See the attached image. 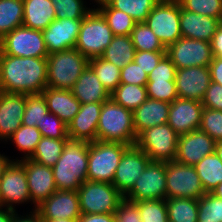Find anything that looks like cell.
<instances>
[{"mask_svg":"<svg viewBox=\"0 0 222 222\" xmlns=\"http://www.w3.org/2000/svg\"><path fill=\"white\" fill-rule=\"evenodd\" d=\"M148 81V74L145 73L139 67V64H136L135 61L127 64L120 71V83L124 84H136L139 86H146Z\"/></svg>","mask_w":222,"mask_h":222,"instance_id":"48","label":"cell"},{"mask_svg":"<svg viewBox=\"0 0 222 222\" xmlns=\"http://www.w3.org/2000/svg\"><path fill=\"white\" fill-rule=\"evenodd\" d=\"M216 142L200 128L180 135L175 161L194 166L206 155L215 152Z\"/></svg>","mask_w":222,"mask_h":222,"instance_id":"17","label":"cell"},{"mask_svg":"<svg viewBox=\"0 0 222 222\" xmlns=\"http://www.w3.org/2000/svg\"><path fill=\"white\" fill-rule=\"evenodd\" d=\"M165 55L166 52L136 51L134 61L149 75Z\"/></svg>","mask_w":222,"mask_h":222,"instance_id":"50","label":"cell"},{"mask_svg":"<svg viewBox=\"0 0 222 222\" xmlns=\"http://www.w3.org/2000/svg\"><path fill=\"white\" fill-rule=\"evenodd\" d=\"M41 138V132L37 127L21 125L8 140L12 141L20 152L25 153L24 157H20L22 160L33 155Z\"/></svg>","mask_w":222,"mask_h":222,"instance_id":"38","label":"cell"},{"mask_svg":"<svg viewBox=\"0 0 222 222\" xmlns=\"http://www.w3.org/2000/svg\"><path fill=\"white\" fill-rule=\"evenodd\" d=\"M14 211L0 207V222H13Z\"/></svg>","mask_w":222,"mask_h":222,"instance_id":"57","label":"cell"},{"mask_svg":"<svg viewBox=\"0 0 222 222\" xmlns=\"http://www.w3.org/2000/svg\"><path fill=\"white\" fill-rule=\"evenodd\" d=\"M150 162L147 154L136 144L129 146L117 166L112 182L113 186L125 196Z\"/></svg>","mask_w":222,"mask_h":222,"instance_id":"15","label":"cell"},{"mask_svg":"<svg viewBox=\"0 0 222 222\" xmlns=\"http://www.w3.org/2000/svg\"><path fill=\"white\" fill-rule=\"evenodd\" d=\"M96 8L104 17L114 36L131 35L137 23L131 16L120 10L114 9L106 0H95Z\"/></svg>","mask_w":222,"mask_h":222,"instance_id":"30","label":"cell"},{"mask_svg":"<svg viewBox=\"0 0 222 222\" xmlns=\"http://www.w3.org/2000/svg\"><path fill=\"white\" fill-rule=\"evenodd\" d=\"M0 52L17 57H47L48 51L41 30L20 26L0 40Z\"/></svg>","mask_w":222,"mask_h":222,"instance_id":"11","label":"cell"},{"mask_svg":"<svg viewBox=\"0 0 222 222\" xmlns=\"http://www.w3.org/2000/svg\"><path fill=\"white\" fill-rule=\"evenodd\" d=\"M82 20L55 19L42 31L48 54L75 48Z\"/></svg>","mask_w":222,"mask_h":222,"instance_id":"21","label":"cell"},{"mask_svg":"<svg viewBox=\"0 0 222 222\" xmlns=\"http://www.w3.org/2000/svg\"><path fill=\"white\" fill-rule=\"evenodd\" d=\"M175 83L178 98L202 101L211 83L210 69L200 66L176 69Z\"/></svg>","mask_w":222,"mask_h":222,"instance_id":"20","label":"cell"},{"mask_svg":"<svg viewBox=\"0 0 222 222\" xmlns=\"http://www.w3.org/2000/svg\"><path fill=\"white\" fill-rule=\"evenodd\" d=\"M147 97L172 103L178 98L175 80H148Z\"/></svg>","mask_w":222,"mask_h":222,"instance_id":"44","label":"cell"},{"mask_svg":"<svg viewBox=\"0 0 222 222\" xmlns=\"http://www.w3.org/2000/svg\"><path fill=\"white\" fill-rule=\"evenodd\" d=\"M179 135L166 123L146 128L136 141L151 161L169 162L175 160Z\"/></svg>","mask_w":222,"mask_h":222,"instance_id":"8","label":"cell"},{"mask_svg":"<svg viewBox=\"0 0 222 222\" xmlns=\"http://www.w3.org/2000/svg\"><path fill=\"white\" fill-rule=\"evenodd\" d=\"M168 221L198 222V200L190 198H166Z\"/></svg>","mask_w":222,"mask_h":222,"instance_id":"32","label":"cell"},{"mask_svg":"<svg viewBox=\"0 0 222 222\" xmlns=\"http://www.w3.org/2000/svg\"><path fill=\"white\" fill-rule=\"evenodd\" d=\"M12 161H16V159H11L10 160L4 154H0V178L3 175L4 171L6 170V168L9 166V164Z\"/></svg>","mask_w":222,"mask_h":222,"instance_id":"58","label":"cell"},{"mask_svg":"<svg viewBox=\"0 0 222 222\" xmlns=\"http://www.w3.org/2000/svg\"><path fill=\"white\" fill-rule=\"evenodd\" d=\"M36 127L41 132L42 137L54 139H69L67 134V124L55 114L48 112L44 119Z\"/></svg>","mask_w":222,"mask_h":222,"instance_id":"46","label":"cell"},{"mask_svg":"<svg viewBox=\"0 0 222 222\" xmlns=\"http://www.w3.org/2000/svg\"><path fill=\"white\" fill-rule=\"evenodd\" d=\"M41 94L46 100L48 112L55 114L66 124L80 110L81 103L73 96L71 90L46 87Z\"/></svg>","mask_w":222,"mask_h":222,"instance_id":"25","label":"cell"},{"mask_svg":"<svg viewBox=\"0 0 222 222\" xmlns=\"http://www.w3.org/2000/svg\"><path fill=\"white\" fill-rule=\"evenodd\" d=\"M201 102L206 108L222 111V85L211 81Z\"/></svg>","mask_w":222,"mask_h":222,"instance_id":"52","label":"cell"},{"mask_svg":"<svg viewBox=\"0 0 222 222\" xmlns=\"http://www.w3.org/2000/svg\"><path fill=\"white\" fill-rule=\"evenodd\" d=\"M132 111L111 97L103 102L97 126V141L135 145L137 141Z\"/></svg>","mask_w":222,"mask_h":222,"instance_id":"3","label":"cell"},{"mask_svg":"<svg viewBox=\"0 0 222 222\" xmlns=\"http://www.w3.org/2000/svg\"><path fill=\"white\" fill-rule=\"evenodd\" d=\"M1 207L16 211L15 204L31 202L25 167L12 161L0 178Z\"/></svg>","mask_w":222,"mask_h":222,"instance_id":"14","label":"cell"},{"mask_svg":"<svg viewBox=\"0 0 222 222\" xmlns=\"http://www.w3.org/2000/svg\"><path fill=\"white\" fill-rule=\"evenodd\" d=\"M89 142L68 140L52 167L57 190L77 191L87 180Z\"/></svg>","mask_w":222,"mask_h":222,"instance_id":"2","label":"cell"},{"mask_svg":"<svg viewBox=\"0 0 222 222\" xmlns=\"http://www.w3.org/2000/svg\"><path fill=\"white\" fill-rule=\"evenodd\" d=\"M176 67L165 55L148 75V80H175Z\"/></svg>","mask_w":222,"mask_h":222,"instance_id":"51","label":"cell"},{"mask_svg":"<svg viewBox=\"0 0 222 222\" xmlns=\"http://www.w3.org/2000/svg\"><path fill=\"white\" fill-rule=\"evenodd\" d=\"M24 167L27 176L28 189L34 210L56 190L52 167L39 164L29 158L16 159Z\"/></svg>","mask_w":222,"mask_h":222,"instance_id":"16","label":"cell"},{"mask_svg":"<svg viewBox=\"0 0 222 222\" xmlns=\"http://www.w3.org/2000/svg\"><path fill=\"white\" fill-rule=\"evenodd\" d=\"M124 199L132 202L166 200V162L151 161Z\"/></svg>","mask_w":222,"mask_h":222,"instance_id":"12","label":"cell"},{"mask_svg":"<svg viewBox=\"0 0 222 222\" xmlns=\"http://www.w3.org/2000/svg\"><path fill=\"white\" fill-rule=\"evenodd\" d=\"M116 222H142L138 206L127 199H123L115 211Z\"/></svg>","mask_w":222,"mask_h":222,"instance_id":"49","label":"cell"},{"mask_svg":"<svg viewBox=\"0 0 222 222\" xmlns=\"http://www.w3.org/2000/svg\"><path fill=\"white\" fill-rule=\"evenodd\" d=\"M48 113L46 100L42 94L26 95V106L22 117V125L35 126L40 124Z\"/></svg>","mask_w":222,"mask_h":222,"instance_id":"40","label":"cell"},{"mask_svg":"<svg viewBox=\"0 0 222 222\" xmlns=\"http://www.w3.org/2000/svg\"><path fill=\"white\" fill-rule=\"evenodd\" d=\"M81 214L115 213L124 196L112 183L86 180L77 190Z\"/></svg>","mask_w":222,"mask_h":222,"instance_id":"7","label":"cell"},{"mask_svg":"<svg viewBox=\"0 0 222 222\" xmlns=\"http://www.w3.org/2000/svg\"><path fill=\"white\" fill-rule=\"evenodd\" d=\"M200 129L215 142L222 141V111L204 107Z\"/></svg>","mask_w":222,"mask_h":222,"instance_id":"47","label":"cell"},{"mask_svg":"<svg viewBox=\"0 0 222 222\" xmlns=\"http://www.w3.org/2000/svg\"><path fill=\"white\" fill-rule=\"evenodd\" d=\"M110 97L117 104L133 112L148 99L147 88L136 84L120 83Z\"/></svg>","mask_w":222,"mask_h":222,"instance_id":"34","label":"cell"},{"mask_svg":"<svg viewBox=\"0 0 222 222\" xmlns=\"http://www.w3.org/2000/svg\"><path fill=\"white\" fill-rule=\"evenodd\" d=\"M71 91L81 104L104 102L110 98V94L89 66L82 72Z\"/></svg>","mask_w":222,"mask_h":222,"instance_id":"27","label":"cell"},{"mask_svg":"<svg viewBox=\"0 0 222 222\" xmlns=\"http://www.w3.org/2000/svg\"><path fill=\"white\" fill-rule=\"evenodd\" d=\"M182 9L222 21V0H177Z\"/></svg>","mask_w":222,"mask_h":222,"instance_id":"45","label":"cell"},{"mask_svg":"<svg viewBox=\"0 0 222 222\" xmlns=\"http://www.w3.org/2000/svg\"><path fill=\"white\" fill-rule=\"evenodd\" d=\"M51 2L56 11V19L82 20L93 9L87 8L84 0H51Z\"/></svg>","mask_w":222,"mask_h":222,"instance_id":"42","label":"cell"},{"mask_svg":"<svg viewBox=\"0 0 222 222\" xmlns=\"http://www.w3.org/2000/svg\"><path fill=\"white\" fill-rule=\"evenodd\" d=\"M203 108L201 101L176 98L170 103L167 123L179 136L187 134L200 128Z\"/></svg>","mask_w":222,"mask_h":222,"instance_id":"18","label":"cell"},{"mask_svg":"<svg viewBox=\"0 0 222 222\" xmlns=\"http://www.w3.org/2000/svg\"><path fill=\"white\" fill-rule=\"evenodd\" d=\"M23 26V0H0V40Z\"/></svg>","mask_w":222,"mask_h":222,"instance_id":"33","label":"cell"},{"mask_svg":"<svg viewBox=\"0 0 222 222\" xmlns=\"http://www.w3.org/2000/svg\"><path fill=\"white\" fill-rule=\"evenodd\" d=\"M212 194L216 195L220 199H222V182L218 184L213 191L211 192Z\"/></svg>","mask_w":222,"mask_h":222,"instance_id":"60","label":"cell"},{"mask_svg":"<svg viewBox=\"0 0 222 222\" xmlns=\"http://www.w3.org/2000/svg\"><path fill=\"white\" fill-rule=\"evenodd\" d=\"M221 23L218 18L190 12L180 6L181 35L184 38L211 42Z\"/></svg>","mask_w":222,"mask_h":222,"instance_id":"24","label":"cell"},{"mask_svg":"<svg viewBox=\"0 0 222 222\" xmlns=\"http://www.w3.org/2000/svg\"><path fill=\"white\" fill-rule=\"evenodd\" d=\"M211 81L222 85V58L213 57L209 65Z\"/></svg>","mask_w":222,"mask_h":222,"instance_id":"54","label":"cell"},{"mask_svg":"<svg viewBox=\"0 0 222 222\" xmlns=\"http://www.w3.org/2000/svg\"><path fill=\"white\" fill-rule=\"evenodd\" d=\"M47 87V57H17L0 52V91L41 94Z\"/></svg>","mask_w":222,"mask_h":222,"instance_id":"1","label":"cell"},{"mask_svg":"<svg viewBox=\"0 0 222 222\" xmlns=\"http://www.w3.org/2000/svg\"><path fill=\"white\" fill-rule=\"evenodd\" d=\"M131 38L136 51L166 52V47L145 22L135 24Z\"/></svg>","mask_w":222,"mask_h":222,"instance_id":"37","label":"cell"},{"mask_svg":"<svg viewBox=\"0 0 222 222\" xmlns=\"http://www.w3.org/2000/svg\"><path fill=\"white\" fill-rule=\"evenodd\" d=\"M32 210L29 212V215L27 213L26 216L18 215L17 211H14L13 222H43L38 212L34 209Z\"/></svg>","mask_w":222,"mask_h":222,"instance_id":"56","label":"cell"},{"mask_svg":"<svg viewBox=\"0 0 222 222\" xmlns=\"http://www.w3.org/2000/svg\"><path fill=\"white\" fill-rule=\"evenodd\" d=\"M43 222H77L73 219H42Z\"/></svg>","mask_w":222,"mask_h":222,"instance_id":"61","label":"cell"},{"mask_svg":"<svg viewBox=\"0 0 222 222\" xmlns=\"http://www.w3.org/2000/svg\"><path fill=\"white\" fill-rule=\"evenodd\" d=\"M211 49L213 57L222 58V23L212 37Z\"/></svg>","mask_w":222,"mask_h":222,"instance_id":"55","label":"cell"},{"mask_svg":"<svg viewBox=\"0 0 222 222\" xmlns=\"http://www.w3.org/2000/svg\"><path fill=\"white\" fill-rule=\"evenodd\" d=\"M77 222H116L115 214H81Z\"/></svg>","mask_w":222,"mask_h":222,"instance_id":"53","label":"cell"},{"mask_svg":"<svg viewBox=\"0 0 222 222\" xmlns=\"http://www.w3.org/2000/svg\"><path fill=\"white\" fill-rule=\"evenodd\" d=\"M130 145L89 142L87 180L112 183L123 153Z\"/></svg>","mask_w":222,"mask_h":222,"instance_id":"6","label":"cell"},{"mask_svg":"<svg viewBox=\"0 0 222 222\" xmlns=\"http://www.w3.org/2000/svg\"><path fill=\"white\" fill-rule=\"evenodd\" d=\"M69 139H54L42 137L36 150L29 158L39 164L53 167L59 160L63 148Z\"/></svg>","mask_w":222,"mask_h":222,"instance_id":"35","label":"cell"},{"mask_svg":"<svg viewBox=\"0 0 222 222\" xmlns=\"http://www.w3.org/2000/svg\"><path fill=\"white\" fill-rule=\"evenodd\" d=\"M36 211L41 219H73L81 216L77 191L56 190Z\"/></svg>","mask_w":222,"mask_h":222,"instance_id":"19","label":"cell"},{"mask_svg":"<svg viewBox=\"0 0 222 222\" xmlns=\"http://www.w3.org/2000/svg\"><path fill=\"white\" fill-rule=\"evenodd\" d=\"M114 9L125 12L137 23L145 22L151 10L161 0H106Z\"/></svg>","mask_w":222,"mask_h":222,"instance_id":"39","label":"cell"},{"mask_svg":"<svg viewBox=\"0 0 222 222\" xmlns=\"http://www.w3.org/2000/svg\"><path fill=\"white\" fill-rule=\"evenodd\" d=\"M103 102L81 104L79 112L67 124L70 140L94 142Z\"/></svg>","mask_w":222,"mask_h":222,"instance_id":"23","label":"cell"},{"mask_svg":"<svg viewBox=\"0 0 222 222\" xmlns=\"http://www.w3.org/2000/svg\"><path fill=\"white\" fill-rule=\"evenodd\" d=\"M166 55L176 69L209 67L213 60L211 42L181 37L166 48Z\"/></svg>","mask_w":222,"mask_h":222,"instance_id":"13","label":"cell"},{"mask_svg":"<svg viewBox=\"0 0 222 222\" xmlns=\"http://www.w3.org/2000/svg\"><path fill=\"white\" fill-rule=\"evenodd\" d=\"M194 168L206 193L222 182V161L215 152L206 155Z\"/></svg>","mask_w":222,"mask_h":222,"instance_id":"31","label":"cell"},{"mask_svg":"<svg viewBox=\"0 0 222 222\" xmlns=\"http://www.w3.org/2000/svg\"><path fill=\"white\" fill-rule=\"evenodd\" d=\"M114 34L102 14L93 8L82 19L75 48L86 58L101 57Z\"/></svg>","mask_w":222,"mask_h":222,"instance_id":"5","label":"cell"},{"mask_svg":"<svg viewBox=\"0 0 222 222\" xmlns=\"http://www.w3.org/2000/svg\"><path fill=\"white\" fill-rule=\"evenodd\" d=\"M88 66L89 59L76 48L48 54L47 87L71 90Z\"/></svg>","mask_w":222,"mask_h":222,"instance_id":"4","label":"cell"},{"mask_svg":"<svg viewBox=\"0 0 222 222\" xmlns=\"http://www.w3.org/2000/svg\"><path fill=\"white\" fill-rule=\"evenodd\" d=\"M26 106V95L0 91V140L8 142L12 134L22 125Z\"/></svg>","mask_w":222,"mask_h":222,"instance_id":"22","label":"cell"},{"mask_svg":"<svg viewBox=\"0 0 222 222\" xmlns=\"http://www.w3.org/2000/svg\"><path fill=\"white\" fill-rule=\"evenodd\" d=\"M89 67L94 71L109 94L120 84L121 69L102 57L89 59Z\"/></svg>","mask_w":222,"mask_h":222,"instance_id":"36","label":"cell"},{"mask_svg":"<svg viewBox=\"0 0 222 222\" xmlns=\"http://www.w3.org/2000/svg\"><path fill=\"white\" fill-rule=\"evenodd\" d=\"M138 208L142 222H167L168 211L166 200H149L134 202Z\"/></svg>","mask_w":222,"mask_h":222,"instance_id":"43","label":"cell"},{"mask_svg":"<svg viewBox=\"0 0 222 222\" xmlns=\"http://www.w3.org/2000/svg\"><path fill=\"white\" fill-rule=\"evenodd\" d=\"M170 103L148 98L133 113L135 133L138 136L146 128L168 122Z\"/></svg>","mask_w":222,"mask_h":222,"instance_id":"26","label":"cell"},{"mask_svg":"<svg viewBox=\"0 0 222 222\" xmlns=\"http://www.w3.org/2000/svg\"><path fill=\"white\" fill-rule=\"evenodd\" d=\"M135 53L131 35H122L113 37L101 57L123 69L127 64L134 61Z\"/></svg>","mask_w":222,"mask_h":222,"instance_id":"29","label":"cell"},{"mask_svg":"<svg viewBox=\"0 0 222 222\" xmlns=\"http://www.w3.org/2000/svg\"><path fill=\"white\" fill-rule=\"evenodd\" d=\"M198 222H222V199L207 192L198 199Z\"/></svg>","mask_w":222,"mask_h":222,"instance_id":"41","label":"cell"},{"mask_svg":"<svg viewBox=\"0 0 222 222\" xmlns=\"http://www.w3.org/2000/svg\"><path fill=\"white\" fill-rule=\"evenodd\" d=\"M215 153L219 157V159L222 161V141H218L215 144Z\"/></svg>","mask_w":222,"mask_h":222,"instance_id":"59","label":"cell"},{"mask_svg":"<svg viewBox=\"0 0 222 222\" xmlns=\"http://www.w3.org/2000/svg\"><path fill=\"white\" fill-rule=\"evenodd\" d=\"M145 23L167 48L182 37L179 2L177 0H161L151 10Z\"/></svg>","mask_w":222,"mask_h":222,"instance_id":"9","label":"cell"},{"mask_svg":"<svg viewBox=\"0 0 222 222\" xmlns=\"http://www.w3.org/2000/svg\"><path fill=\"white\" fill-rule=\"evenodd\" d=\"M56 19L51 0H23V26L45 30Z\"/></svg>","mask_w":222,"mask_h":222,"instance_id":"28","label":"cell"},{"mask_svg":"<svg viewBox=\"0 0 222 222\" xmlns=\"http://www.w3.org/2000/svg\"><path fill=\"white\" fill-rule=\"evenodd\" d=\"M206 192L194 166L175 160L166 162V198H190L198 200Z\"/></svg>","mask_w":222,"mask_h":222,"instance_id":"10","label":"cell"}]
</instances>
